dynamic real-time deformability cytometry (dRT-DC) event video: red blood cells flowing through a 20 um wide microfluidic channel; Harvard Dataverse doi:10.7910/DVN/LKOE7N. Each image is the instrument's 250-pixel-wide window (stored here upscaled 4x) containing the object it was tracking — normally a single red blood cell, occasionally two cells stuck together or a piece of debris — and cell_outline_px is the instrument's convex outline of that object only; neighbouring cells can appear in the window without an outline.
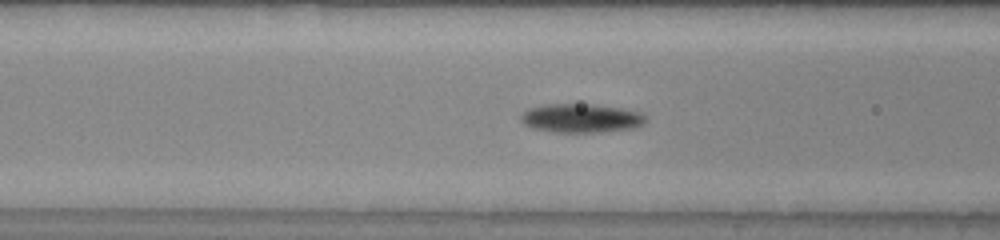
{"species": "common noctule bat (a hibernating species)", "species_latin": "Nyctalus noctula", "temperature_condition": "warm", "stored_images_in_passage": 42, "camera_frame_rate_fps": 3000, "um_per_image_px": 0.085, "animal": {"sex": "male", "body_mass_g": 20.0, "forearm_length_mm": 53.3}, "frame": {"image": 1, "passage_image": 19, "time_ms": 6.0, "image_size_px": [1000, 240], "cell_outline_px": [[648, 120], [636, 128], [600, 132], [556, 132], [532, 128], [524, 124], [520, 120], [520, 116], [528, 108], [544, 104], [596, 104], [620, 108], [636, 112], [644, 116]], "centroid_in_image_um": [49.37, 10.04], "position_along_channel_um": 117.2, "area_um2": 20.98}}
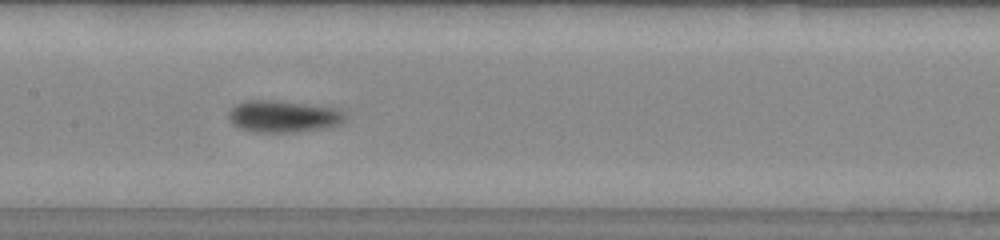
{"frame": {"image": 2, "passage_image": 24, "time_ms": 7.667, "image_size_px": [1000, 240], "cell_outline_px": [[344, 116], [340, 124], [324, 128], [292, 132], [252, 132], [240, 128], [232, 124], [228, 116], [228, 112], [236, 104], [248, 100], [276, 100], [336, 108], [344, 112]], "centroid_in_image_um": [24.03, 9.89], "position_along_channel_um": 183.4, "area_um2": 21.5}, "authors_computed_cell_mechanics": {"area_um2": 20.519, "velocity_mm_per_s": 3.9817, "shape_relaxation_time_tau1_ms": 3.2112, "shape_relaxation_time_tau2_ms": null, "deformation_change_tau1": 0.1538, "deformation_change_tau2": null}}